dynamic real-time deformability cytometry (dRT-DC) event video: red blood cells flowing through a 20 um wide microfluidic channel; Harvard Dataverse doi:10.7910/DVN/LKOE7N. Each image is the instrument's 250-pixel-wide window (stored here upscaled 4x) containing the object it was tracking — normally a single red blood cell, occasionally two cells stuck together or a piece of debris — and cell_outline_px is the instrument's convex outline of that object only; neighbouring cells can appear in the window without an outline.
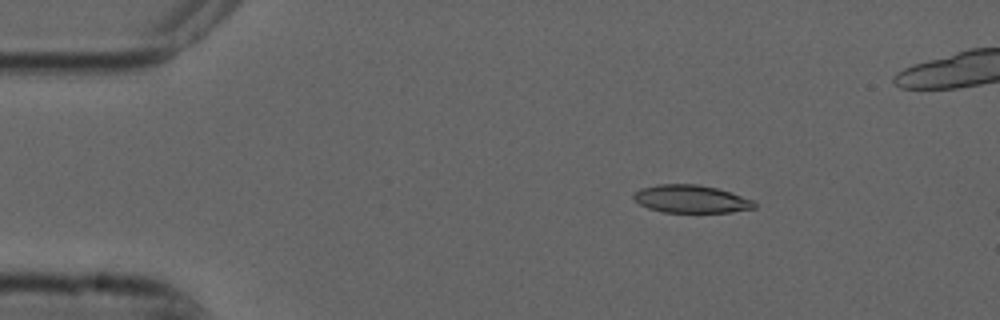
{"species": "common noctule bat (a hibernating species)", "species_latin": "Nyctalus noctula", "temperature_condition": "cold", "stored_images_in_passage": 5, "camera_frame_rate_fps": 3000, "um_per_image_px": 0.085, "animal": {"sex": "male", "forearm_length_mm": 52.5}, "frame": {"image": 1, "passage_image": 2, "time_ms": 0.333, "image_size_px": [1000, 320], "cell_outline_px": [[756, 208], [732, 212], [664, 212], [648, 208], [640, 204], [632, 196], [640, 188], [656, 184], [696, 184], [716, 188], [756, 200]], "centroid_in_image_um": [58.77, 16.91], "position_along_channel_um": 26.2, "area_um2": 19.59}}